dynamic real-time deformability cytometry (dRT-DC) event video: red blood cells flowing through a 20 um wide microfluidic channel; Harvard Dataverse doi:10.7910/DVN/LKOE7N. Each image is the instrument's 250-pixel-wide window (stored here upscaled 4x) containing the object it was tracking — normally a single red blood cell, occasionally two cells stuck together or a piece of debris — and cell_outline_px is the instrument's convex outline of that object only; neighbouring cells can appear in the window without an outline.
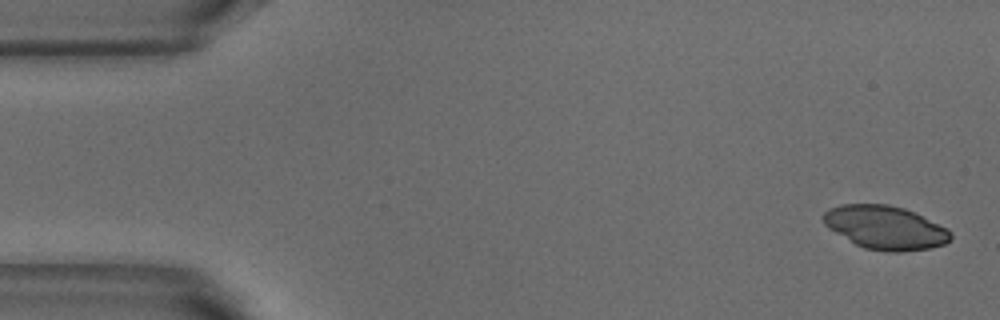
{"species": "common noctule bat (a hibernating species)", "species_latin": "Nyctalus noctula", "temperature_condition": "warm", "stored_images_in_passage": 4, "camera_frame_rate_fps": 3000, "um_per_image_px": 0.085, "animal": {"sex": "male", "body_mass_g": 18.8}, "frame": {"image": 1, "passage_image": 1, "time_ms": 0.0, "image_size_px": [1000, 320], "cell_outline_px": [[952, 240], [944, 244], [928, 248], [904, 252], [884, 252], [864, 248], [856, 244], [828, 228], [824, 224], [820, 216], [828, 208], [840, 204], [888, 204], [904, 208], [948, 228], [952, 232]], "centroid_in_image_um": [75.23, 19.34], "position_along_channel_um": 9.8, "area_um2": 32.54}}